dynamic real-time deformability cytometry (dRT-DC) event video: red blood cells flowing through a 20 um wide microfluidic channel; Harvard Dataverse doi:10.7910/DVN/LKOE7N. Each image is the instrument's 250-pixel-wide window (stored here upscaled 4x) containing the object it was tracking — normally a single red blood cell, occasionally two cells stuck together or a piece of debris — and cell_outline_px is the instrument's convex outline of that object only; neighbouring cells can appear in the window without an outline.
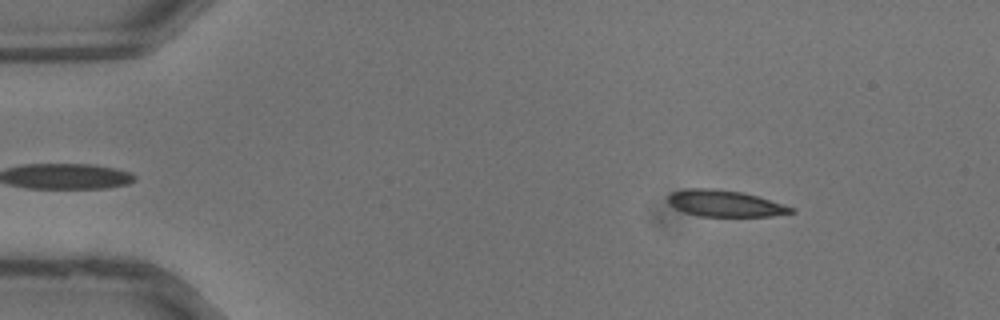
{"species": "common noctule bat (a hibernating species)", "species_latin": "Nyctalus noctula", "temperature_condition": "warm", "stored_images_in_passage": 36, "camera_frame_rate_fps": 3000, "um_per_image_px": 0.085, "animal": {"sex": "male", "body_mass_g": 13.3}, "frame": {"image": 1, "passage_image": 5, "time_ms": 1.333, "image_size_px": [1000, 320], "cell_outline_px": [[796, 212], [772, 216], [700, 216], [684, 212], [668, 204], [668, 196], [672, 192], [688, 188], [716, 188], [744, 192], [796, 208]], "centroid_in_image_um": [61.63, 17.28], "position_along_channel_um": 23.4, "area_um2": 19.07}}
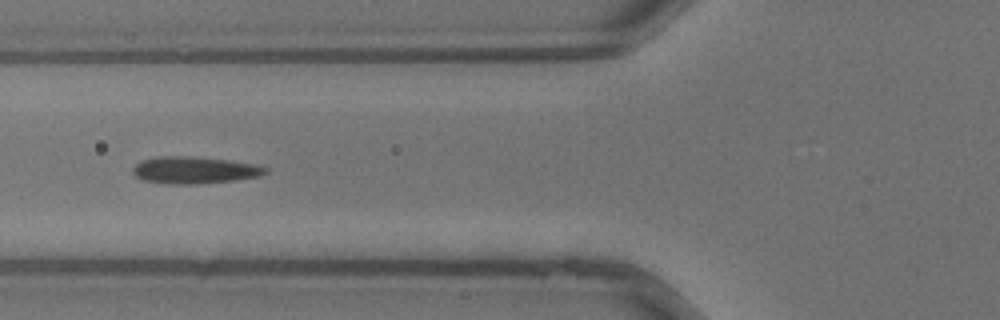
{"frame": {"image": 2, "passage_image": 14, "time_ms": 4.333, "image_size_px": [1000, 320], "cell_outline_px": [[268, 172], [256, 176], [232, 180], [196, 184], [168, 184], [144, 180], [136, 176], [132, 172], [132, 168], [140, 160], [156, 156], [192, 156], [228, 160], [252, 164], [268, 168]], "centroid_in_image_um": [16.45, 14.45], "position_along_channel_um": 109.3, "area_um2": 20.69}}
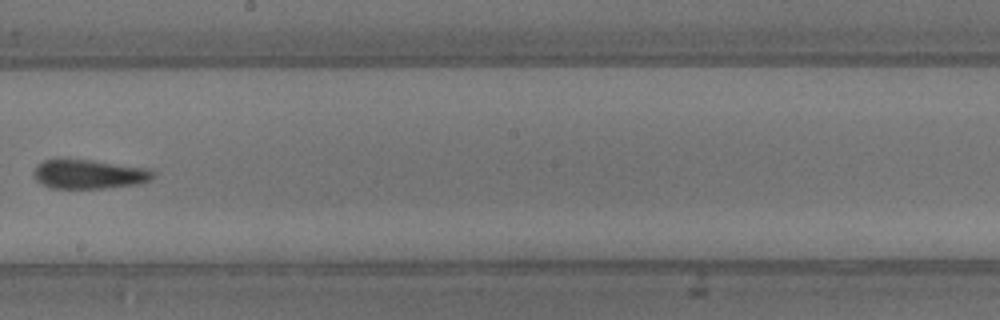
{"frame": {"image": 3, "passage_image": 21, "time_ms": 6.667, "image_size_px": [1000, 320], "cell_outline_px": [[156, 176], [152, 180], [140, 184], [104, 188], [48, 188], [40, 184], [32, 176], [32, 172], [36, 164], [44, 160], [56, 156], [92, 160], [152, 168], [156, 172]], "centroid_in_image_um": [7.54, 14.77], "position_along_channel_um": 240.7, "area_um2": 21.5}}